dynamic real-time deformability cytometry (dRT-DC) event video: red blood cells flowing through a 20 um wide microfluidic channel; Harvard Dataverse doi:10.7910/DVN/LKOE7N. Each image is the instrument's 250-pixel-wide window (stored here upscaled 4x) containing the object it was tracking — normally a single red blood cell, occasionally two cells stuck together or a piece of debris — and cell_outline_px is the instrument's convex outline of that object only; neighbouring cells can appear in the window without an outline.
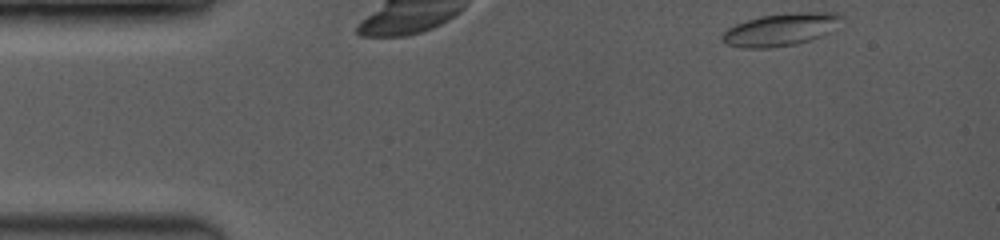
{"species": "common noctule bat (a hibernating species)", "species_latin": "Nyctalus noctula", "temperature_condition": "room temperature", "stored_images_in_passage": 12, "camera_frame_rate_fps": 3500, "um_per_image_px": 0.085, "animal": {"sex": "female", "body_mass_g": 19.0, "forearm_length_mm": 53.3}, "frame": {"image": 1, "passage_image": 1, "time_ms": 0.0, "image_size_px": [1000, 240], "cell_outline_px": [[844, 16], [832, 32], [796, 44], [772, 48], [740, 48], [724, 44], [720, 40], [720, 36], [728, 28], [736, 24], [748, 20], [764, 16], [808, 12], [836, 12]], "centroid_in_image_um": [66.35, 2.53], "position_along_channel_um": 18.7, "area_um2": 22.54}}